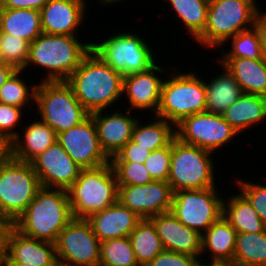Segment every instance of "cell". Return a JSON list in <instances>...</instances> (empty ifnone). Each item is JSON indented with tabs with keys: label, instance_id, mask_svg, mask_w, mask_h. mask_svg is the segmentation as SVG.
I'll list each match as a JSON object with an SVG mask.
<instances>
[{
	"label": "cell",
	"instance_id": "obj_1",
	"mask_svg": "<svg viewBox=\"0 0 266 266\" xmlns=\"http://www.w3.org/2000/svg\"><path fill=\"white\" fill-rule=\"evenodd\" d=\"M65 81L90 114L106 110L123 96V75L107 65L92 50Z\"/></svg>",
	"mask_w": 266,
	"mask_h": 266
},
{
	"label": "cell",
	"instance_id": "obj_2",
	"mask_svg": "<svg viewBox=\"0 0 266 266\" xmlns=\"http://www.w3.org/2000/svg\"><path fill=\"white\" fill-rule=\"evenodd\" d=\"M73 218L67 190L41 187L13 226L25 236L54 244Z\"/></svg>",
	"mask_w": 266,
	"mask_h": 266
},
{
	"label": "cell",
	"instance_id": "obj_3",
	"mask_svg": "<svg viewBox=\"0 0 266 266\" xmlns=\"http://www.w3.org/2000/svg\"><path fill=\"white\" fill-rule=\"evenodd\" d=\"M91 43H82L77 36L41 33L29 44L23 71L29 66H41L48 69L42 81H65L91 50Z\"/></svg>",
	"mask_w": 266,
	"mask_h": 266
},
{
	"label": "cell",
	"instance_id": "obj_4",
	"mask_svg": "<svg viewBox=\"0 0 266 266\" xmlns=\"http://www.w3.org/2000/svg\"><path fill=\"white\" fill-rule=\"evenodd\" d=\"M74 218L87 219L118 201V184L111 163L82 169L67 190Z\"/></svg>",
	"mask_w": 266,
	"mask_h": 266
},
{
	"label": "cell",
	"instance_id": "obj_5",
	"mask_svg": "<svg viewBox=\"0 0 266 266\" xmlns=\"http://www.w3.org/2000/svg\"><path fill=\"white\" fill-rule=\"evenodd\" d=\"M256 2V0H209L207 24L195 40L199 45L210 49L225 46L230 38L252 28L253 21L261 11Z\"/></svg>",
	"mask_w": 266,
	"mask_h": 266
},
{
	"label": "cell",
	"instance_id": "obj_6",
	"mask_svg": "<svg viewBox=\"0 0 266 266\" xmlns=\"http://www.w3.org/2000/svg\"><path fill=\"white\" fill-rule=\"evenodd\" d=\"M171 72L164 78L160 104L155 114L176 126L184 118L206 111L204 78L197 72Z\"/></svg>",
	"mask_w": 266,
	"mask_h": 266
},
{
	"label": "cell",
	"instance_id": "obj_7",
	"mask_svg": "<svg viewBox=\"0 0 266 266\" xmlns=\"http://www.w3.org/2000/svg\"><path fill=\"white\" fill-rule=\"evenodd\" d=\"M41 184L31 163L12 158L0 161V213L11 224L25 212Z\"/></svg>",
	"mask_w": 266,
	"mask_h": 266
},
{
	"label": "cell",
	"instance_id": "obj_8",
	"mask_svg": "<svg viewBox=\"0 0 266 266\" xmlns=\"http://www.w3.org/2000/svg\"><path fill=\"white\" fill-rule=\"evenodd\" d=\"M34 103L40 120L56 134L79 125L90 116L66 81H40Z\"/></svg>",
	"mask_w": 266,
	"mask_h": 266
},
{
	"label": "cell",
	"instance_id": "obj_9",
	"mask_svg": "<svg viewBox=\"0 0 266 266\" xmlns=\"http://www.w3.org/2000/svg\"><path fill=\"white\" fill-rule=\"evenodd\" d=\"M213 153L197 146L172 140L168 183L174 192L216 187Z\"/></svg>",
	"mask_w": 266,
	"mask_h": 266
},
{
	"label": "cell",
	"instance_id": "obj_10",
	"mask_svg": "<svg viewBox=\"0 0 266 266\" xmlns=\"http://www.w3.org/2000/svg\"><path fill=\"white\" fill-rule=\"evenodd\" d=\"M91 43V50L107 65L124 76L143 72L157 61L149 43L136 34L122 32Z\"/></svg>",
	"mask_w": 266,
	"mask_h": 266
},
{
	"label": "cell",
	"instance_id": "obj_11",
	"mask_svg": "<svg viewBox=\"0 0 266 266\" xmlns=\"http://www.w3.org/2000/svg\"><path fill=\"white\" fill-rule=\"evenodd\" d=\"M216 189L174 192L171 212L181 223L202 235L223 215V196Z\"/></svg>",
	"mask_w": 266,
	"mask_h": 266
},
{
	"label": "cell",
	"instance_id": "obj_12",
	"mask_svg": "<svg viewBox=\"0 0 266 266\" xmlns=\"http://www.w3.org/2000/svg\"><path fill=\"white\" fill-rule=\"evenodd\" d=\"M100 243L86 219L73 218L54 243L58 266H98Z\"/></svg>",
	"mask_w": 266,
	"mask_h": 266
},
{
	"label": "cell",
	"instance_id": "obj_13",
	"mask_svg": "<svg viewBox=\"0 0 266 266\" xmlns=\"http://www.w3.org/2000/svg\"><path fill=\"white\" fill-rule=\"evenodd\" d=\"M176 138L214 153L239 134L223 118L222 114L202 112L184 118L175 126Z\"/></svg>",
	"mask_w": 266,
	"mask_h": 266
},
{
	"label": "cell",
	"instance_id": "obj_14",
	"mask_svg": "<svg viewBox=\"0 0 266 266\" xmlns=\"http://www.w3.org/2000/svg\"><path fill=\"white\" fill-rule=\"evenodd\" d=\"M57 142L81 169H93L110 162L100 147L93 117L57 134Z\"/></svg>",
	"mask_w": 266,
	"mask_h": 266
},
{
	"label": "cell",
	"instance_id": "obj_15",
	"mask_svg": "<svg viewBox=\"0 0 266 266\" xmlns=\"http://www.w3.org/2000/svg\"><path fill=\"white\" fill-rule=\"evenodd\" d=\"M173 191L166 181L118 186V201L142 219L170 212Z\"/></svg>",
	"mask_w": 266,
	"mask_h": 266
},
{
	"label": "cell",
	"instance_id": "obj_16",
	"mask_svg": "<svg viewBox=\"0 0 266 266\" xmlns=\"http://www.w3.org/2000/svg\"><path fill=\"white\" fill-rule=\"evenodd\" d=\"M41 187L68 190L79 177L81 168L55 141L31 162Z\"/></svg>",
	"mask_w": 266,
	"mask_h": 266
},
{
	"label": "cell",
	"instance_id": "obj_17",
	"mask_svg": "<svg viewBox=\"0 0 266 266\" xmlns=\"http://www.w3.org/2000/svg\"><path fill=\"white\" fill-rule=\"evenodd\" d=\"M1 255L5 263L58 266L53 243L25 236L13 225L7 229Z\"/></svg>",
	"mask_w": 266,
	"mask_h": 266
},
{
	"label": "cell",
	"instance_id": "obj_18",
	"mask_svg": "<svg viewBox=\"0 0 266 266\" xmlns=\"http://www.w3.org/2000/svg\"><path fill=\"white\" fill-rule=\"evenodd\" d=\"M162 72L165 70L155 63L146 71L123 77L122 95H127L130 111L149 109L152 114L157 113L164 81L158 73L164 74Z\"/></svg>",
	"mask_w": 266,
	"mask_h": 266
},
{
	"label": "cell",
	"instance_id": "obj_19",
	"mask_svg": "<svg viewBox=\"0 0 266 266\" xmlns=\"http://www.w3.org/2000/svg\"><path fill=\"white\" fill-rule=\"evenodd\" d=\"M126 110V114L120 110L110 114H106L105 110L90 114L94 119L100 147L109 159L132 139L138 118L132 116L128 108Z\"/></svg>",
	"mask_w": 266,
	"mask_h": 266
},
{
	"label": "cell",
	"instance_id": "obj_20",
	"mask_svg": "<svg viewBox=\"0 0 266 266\" xmlns=\"http://www.w3.org/2000/svg\"><path fill=\"white\" fill-rule=\"evenodd\" d=\"M87 0H49L40 10L43 33L76 36L85 21Z\"/></svg>",
	"mask_w": 266,
	"mask_h": 266
},
{
	"label": "cell",
	"instance_id": "obj_21",
	"mask_svg": "<svg viewBox=\"0 0 266 266\" xmlns=\"http://www.w3.org/2000/svg\"><path fill=\"white\" fill-rule=\"evenodd\" d=\"M161 239L164 250L201 256L202 235L181 223L173 213L166 212L149 218Z\"/></svg>",
	"mask_w": 266,
	"mask_h": 266
},
{
	"label": "cell",
	"instance_id": "obj_22",
	"mask_svg": "<svg viewBox=\"0 0 266 266\" xmlns=\"http://www.w3.org/2000/svg\"><path fill=\"white\" fill-rule=\"evenodd\" d=\"M100 242L129 237L132 230L142 220L136 213L119 201L86 219Z\"/></svg>",
	"mask_w": 266,
	"mask_h": 266
},
{
	"label": "cell",
	"instance_id": "obj_23",
	"mask_svg": "<svg viewBox=\"0 0 266 266\" xmlns=\"http://www.w3.org/2000/svg\"><path fill=\"white\" fill-rule=\"evenodd\" d=\"M20 133L7 146L8 154L19 161L31 163L40 153L57 141V134L40 119L24 125Z\"/></svg>",
	"mask_w": 266,
	"mask_h": 266
},
{
	"label": "cell",
	"instance_id": "obj_24",
	"mask_svg": "<svg viewBox=\"0 0 266 266\" xmlns=\"http://www.w3.org/2000/svg\"><path fill=\"white\" fill-rule=\"evenodd\" d=\"M236 236V230L222 215L202 234L200 260L207 250L211 262L205 266H232Z\"/></svg>",
	"mask_w": 266,
	"mask_h": 266
},
{
	"label": "cell",
	"instance_id": "obj_25",
	"mask_svg": "<svg viewBox=\"0 0 266 266\" xmlns=\"http://www.w3.org/2000/svg\"><path fill=\"white\" fill-rule=\"evenodd\" d=\"M243 93L266 97V59L220 58Z\"/></svg>",
	"mask_w": 266,
	"mask_h": 266
},
{
	"label": "cell",
	"instance_id": "obj_26",
	"mask_svg": "<svg viewBox=\"0 0 266 266\" xmlns=\"http://www.w3.org/2000/svg\"><path fill=\"white\" fill-rule=\"evenodd\" d=\"M222 116L240 134L266 119V97L243 93Z\"/></svg>",
	"mask_w": 266,
	"mask_h": 266
},
{
	"label": "cell",
	"instance_id": "obj_27",
	"mask_svg": "<svg viewBox=\"0 0 266 266\" xmlns=\"http://www.w3.org/2000/svg\"><path fill=\"white\" fill-rule=\"evenodd\" d=\"M219 64L224 73L214 76L209 82L205 81L206 112L214 114H223L243 94L233 75Z\"/></svg>",
	"mask_w": 266,
	"mask_h": 266
},
{
	"label": "cell",
	"instance_id": "obj_28",
	"mask_svg": "<svg viewBox=\"0 0 266 266\" xmlns=\"http://www.w3.org/2000/svg\"><path fill=\"white\" fill-rule=\"evenodd\" d=\"M0 32L19 36L29 44L41 33V13L33 9L0 8Z\"/></svg>",
	"mask_w": 266,
	"mask_h": 266
},
{
	"label": "cell",
	"instance_id": "obj_29",
	"mask_svg": "<svg viewBox=\"0 0 266 266\" xmlns=\"http://www.w3.org/2000/svg\"><path fill=\"white\" fill-rule=\"evenodd\" d=\"M223 217L237 233H261L266 230V225L241 192L223 199Z\"/></svg>",
	"mask_w": 266,
	"mask_h": 266
},
{
	"label": "cell",
	"instance_id": "obj_30",
	"mask_svg": "<svg viewBox=\"0 0 266 266\" xmlns=\"http://www.w3.org/2000/svg\"><path fill=\"white\" fill-rule=\"evenodd\" d=\"M150 123H141L139 117L134 126L132 140L147 150L155 151L168 146L176 137L175 126L156 115ZM155 120V121H154Z\"/></svg>",
	"mask_w": 266,
	"mask_h": 266
},
{
	"label": "cell",
	"instance_id": "obj_31",
	"mask_svg": "<svg viewBox=\"0 0 266 266\" xmlns=\"http://www.w3.org/2000/svg\"><path fill=\"white\" fill-rule=\"evenodd\" d=\"M139 266L148 265L164 251L161 239L150 219H142L129 235Z\"/></svg>",
	"mask_w": 266,
	"mask_h": 266
},
{
	"label": "cell",
	"instance_id": "obj_32",
	"mask_svg": "<svg viewBox=\"0 0 266 266\" xmlns=\"http://www.w3.org/2000/svg\"><path fill=\"white\" fill-rule=\"evenodd\" d=\"M232 266H266V230L237 233Z\"/></svg>",
	"mask_w": 266,
	"mask_h": 266
},
{
	"label": "cell",
	"instance_id": "obj_33",
	"mask_svg": "<svg viewBox=\"0 0 266 266\" xmlns=\"http://www.w3.org/2000/svg\"><path fill=\"white\" fill-rule=\"evenodd\" d=\"M165 1V0H164ZM174 14L180 18L182 25L195 40L207 24L209 0H167Z\"/></svg>",
	"mask_w": 266,
	"mask_h": 266
},
{
	"label": "cell",
	"instance_id": "obj_34",
	"mask_svg": "<svg viewBox=\"0 0 266 266\" xmlns=\"http://www.w3.org/2000/svg\"><path fill=\"white\" fill-rule=\"evenodd\" d=\"M98 266H139L130 238L123 237L101 242Z\"/></svg>",
	"mask_w": 266,
	"mask_h": 266
},
{
	"label": "cell",
	"instance_id": "obj_35",
	"mask_svg": "<svg viewBox=\"0 0 266 266\" xmlns=\"http://www.w3.org/2000/svg\"><path fill=\"white\" fill-rule=\"evenodd\" d=\"M22 72L23 70H16L2 85L0 88V103L20 108H25L28 105L29 109H33L30 104H34L37 84L28 87L27 82L20 77Z\"/></svg>",
	"mask_w": 266,
	"mask_h": 266
},
{
	"label": "cell",
	"instance_id": "obj_36",
	"mask_svg": "<svg viewBox=\"0 0 266 266\" xmlns=\"http://www.w3.org/2000/svg\"><path fill=\"white\" fill-rule=\"evenodd\" d=\"M229 40L232 42L231 49L227 52L224 49L220 58L265 59L260 40L253 28L239 32Z\"/></svg>",
	"mask_w": 266,
	"mask_h": 266
},
{
	"label": "cell",
	"instance_id": "obj_37",
	"mask_svg": "<svg viewBox=\"0 0 266 266\" xmlns=\"http://www.w3.org/2000/svg\"><path fill=\"white\" fill-rule=\"evenodd\" d=\"M0 46L6 62L16 70H23L29 56V43L19 36L0 32Z\"/></svg>",
	"mask_w": 266,
	"mask_h": 266
},
{
	"label": "cell",
	"instance_id": "obj_38",
	"mask_svg": "<svg viewBox=\"0 0 266 266\" xmlns=\"http://www.w3.org/2000/svg\"><path fill=\"white\" fill-rule=\"evenodd\" d=\"M118 186L144 185L153 182L144 164L133 162H110Z\"/></svg>",
	"mask_w": 266,
	"mask_h": 266
},
{
	"label": "cell",
	"instance_id": "obj_39",
	"mask_svg": "<svg viewBox=\"0 0 266 266\" xmlns=\"http://www.w3.org/2000/svg\"><path fill=\"white\" fill-rule=\"evenodd\" d=\"M172 142L159 150L151 151L144 165L154 181L168 182L171 166Z\"/></svg>",
	"mask_w": 266,
	"mask_h": 266
},
{
	"label": "cell",
	"instance_id": "obj_40",
	"mask_svg": "<svg viewBox=\"0 0 266 266\" xmlns=\"http://www.w3.org/2000/svg\"><path fill=\"white\" fill-rule=\"evenodd\" d=\"M24 108L0 103V141L7 146L18 135L15 127L22 119Z\"/></svg>",
	"mask_w": 266,
	"mask_h": 266
},
{
	"label": "cell",
	"instance_id": "obj_41",
	"mask_svg": "<svg viewBox=\"0 0 266 266\" xmlns=\"http://www.w3.org/2000/svg\"><path fill=\"white\" fill-rule=\"evenodd\" d=\"M240 192L249 200L260 219L266 225V185L237 179Z\"/></svg>",
	"mask_w": 266,
	"mask_h": 266
},
{
	"label": "cell",
	"instance_id": "obj_42",
	"mask_svg": "<svg viewBox=\"0 0 266 266\" xmlns=\"http://www.w3.org/2000/svg\"><path fill=\"white\" fill-rule=\"evenodd\" d=\"M146 266H205V261L200 257L164 250Z\"/></svg>",
	"mask_w": 266,
	"mask_h": 266
},
{
	"label": "cell",
	"instance_id": "obj_43",
	"mask_svg": "<svg viewBox=\"0 0 266 266\" xmlns=\"http://www.w3.org/2000/svg\"><path fill=\"white\" fill-rule=\"evenodd\" d=\"M151 151L137 145L132 139L110 159V162H133L144 164Z\"/></svg>",
	"mask_w": 266,
	"mask_h": 266
},
{
	"label": "cell",
	"instance_id": "obj_44",
	"mask_svg": "<svg viewBox=\"0 0 266 266\" xmlns=\"http://www.w3.org/2000/svg\"><path fill=\"white\" fill-rule=\"evenodd\" d=\"M49 0H0V8L33 9L40 11Z\"/></svg>",
	"mask_w": 266,
	"mask_h": 266
},
{
	"label": "cell",
	"instance_id": "obj_45",
	"mask_svg": "<svg viewBox=\"0 0 266 266\" xmlns=\"http://www.w3.org/2000/svg\"><path fill=\"white\" fill-rule=\"evenodd\" d=\"M262 12L264 11L257 14L256 19L253 21L252 28L260 40L263 56L266 59V12Z\"/></svg>",
	"mask_w": 266,
	"mask_h": 266
},
{
	"label": "cell",
	"instance_id": "obj_46",
	"mask_svg": "<svg viewBox=\"0 0 266 266\" xmlns=\"http://www.w3.org/2000/svg\"><path fill=\"white\" fill-rule=\"evenodd\" d=\"M15 71L11 65H0V88Z\"/></svg>",
	"mask_w": 266,
	"mask_h": 266
},
{
	"label": "cell",
	"instance_id": "obj_47",
	"mask_svg": "<svg viewBox=\"0 0 266 266\" xmlns=\"http://www.w3.org/2000/svg\"><path fill=\"white\" fill-rule=\"evenodd\" d=\"M11 224L0 213V254L4 246L5 235Z\"/></svg>",
	"mask_w": 266,
	"mask_h": 266
},
{
	"label": "cell",
	"instance_id": "obj_48",
	"mask_svg": "<svg viewBox=\"0 0 266 266\" xmlns=\"http://www.w3.org/2000/svg\"><path fill=\"white\" fill-rule=\"evenodd\" d=\"M7 153V145L4 142L0 141V161L6 156Z\"/></svg>",
	"mask_w": 266,
	"mask_h": 266
},
{
	"label": "cell",
	"instance_id": "obj_49",
	"mask_svg": "<svg viewBox=\"0 0 266 266\" xmlns=\"http://www.w3.org/2000/svg\"><path fill=\"white\" fill-rule=\"evenodd\" d=\"M98 1V0H97ZM101 3H99V4H101V5H111L112 3L114 4V3H119L120 1H122L123 2V0H99Z\"/></svg>",
	"mask_w": 266,
	"mask_h": 266
},
{
	"label": "cell",
	"instance_id": "obj_50",
	"mask_svg": "<svg viewBox=\"0 0 266 266\" xmlns=\"http://www.w3.org/2000/svg\"><path fill=\"white\" fill-rule=\"evenodd\" d=\"M0 65H9L7 62H6V59L4 57V53L2 51V48L0 46Z\"/></svg>",
	"mask_w": 266,
	"mask_h": 266
},
{
	"label": "cell",
	"instance_id": "obj_51",
	"mask_svg": "<svg viewBox=\"0 0 266 266\" xmlns=\"http://www.w3.org/2000/svg\"><path fill=\"white\" fill-rule=\"evenodd\" d=\"M6 266H31L26 263H6Z\"/></svg>",
	"mask_w": 266,
	"mask_h": 266
},
{
	"label": "cell",
	"instance_id": "obj_52",
	"mask_svg": "<svg viewBox=\"0 0 266 266\" xmlns=\"http://www.w3.org/2000/svg\"><path fill=\"white\" fill-rule=\"evenodd\" d=\"M0 266H6L3 256L0 254Z\"/></svg>",
	"mask_w": 266,
	"mask_h": 266
}]
</instances>
